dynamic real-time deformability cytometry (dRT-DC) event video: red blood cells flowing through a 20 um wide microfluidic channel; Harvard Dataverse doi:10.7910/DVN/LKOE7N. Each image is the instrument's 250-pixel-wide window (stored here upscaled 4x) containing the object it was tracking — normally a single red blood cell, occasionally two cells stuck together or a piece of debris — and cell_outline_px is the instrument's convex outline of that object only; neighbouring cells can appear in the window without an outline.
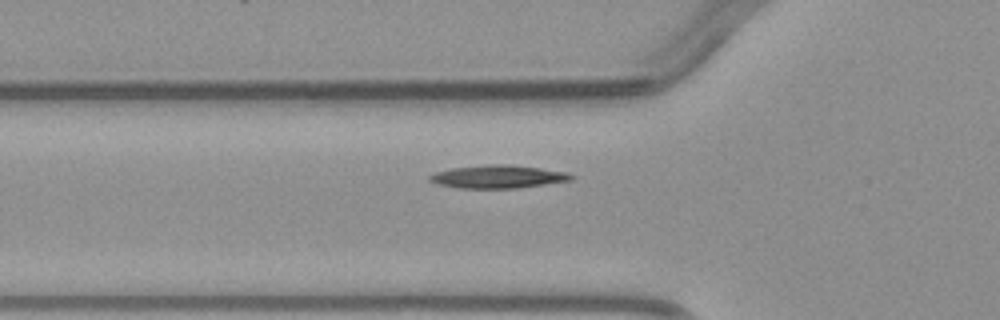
{"species": "common noctule bat (a hibernating species)", "species_latin": "Nyctalus noctula", "temperature_condition": "warm", "stored_images_in_passage": 5, "camera_frame_rate_fps": 3000, "um_per_image_px": 0.085, "animal": {"sex": "male", "body_mass_g": 23.1, "forearm_length_mm": 52.7}, "frame": {"image": 1, "passage_image": 5, "time_ms": 5.667, "image_size_px": [1000, 320], "cell_outline_px": [[576, 176], [572, 180], [516, 188], [460, 188], [440, 184], [428, 180], [428, 176], [436, 172], [452, 168], [492, 164], [508, 164], [540, 168], [568, 172]], "centroid_in_image_um": [42.36, 15.01], "position_along_channel_um": 83.4, "area_um2": 18.84}}